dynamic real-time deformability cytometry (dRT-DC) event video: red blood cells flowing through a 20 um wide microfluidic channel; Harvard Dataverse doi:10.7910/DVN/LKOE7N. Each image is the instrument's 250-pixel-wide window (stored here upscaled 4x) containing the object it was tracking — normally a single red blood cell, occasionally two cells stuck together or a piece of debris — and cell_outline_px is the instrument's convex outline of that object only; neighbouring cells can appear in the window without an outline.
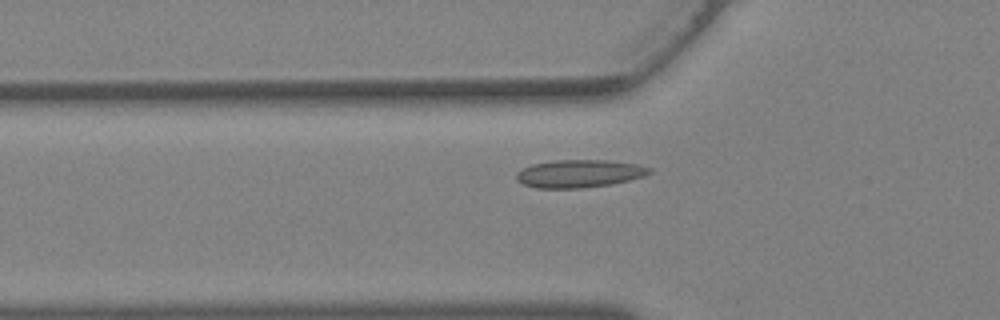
{"species": "Egyptian fruit bat (a non-hibernating species)", "species_latin": "Rousettus aegyptiacus", "temperature_condition": "warm", "stored_images_in_passage": 31, "camera_frame_rate_fps": 3000, "um_per_image_px": 0.085, "animal": {"sex": "female"}, "frame": {"image": 1, "passage_image": 9, "time_ms": 2.667, "image_size_px": [1000, 320], "cell_outline_px": [[652, 172], [644, 176], [612, 184], [580, 188], [536, 188], [524, 184], [516, 180], [516, 172], [532, 164], [556, 160], [604, 160], [632, 164], [652, 168]], "centroid_in_image_um": [49.21, 14.76], "position_along_channel_um": 76.6, "area_um2": 21.33}}
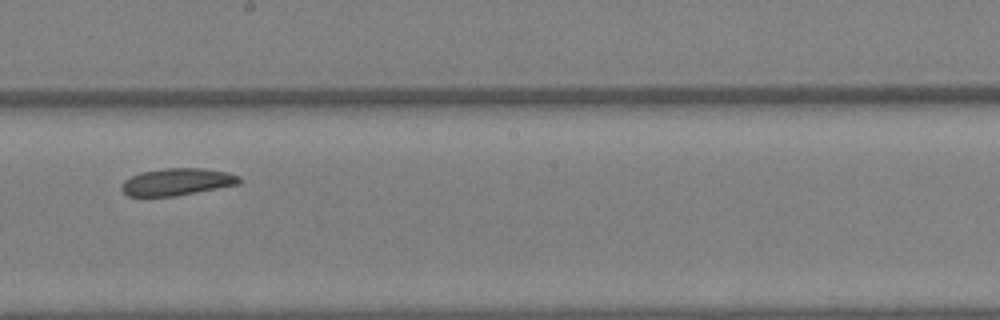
{"frame": {"image": 2, "passage_image": 18, "time_ms": 5.667, "image_size_px": [1000, 320], "cell_outline_px": [[244, 180], [240, 184], [176, 196], [128, 196], [120, 188], [124, 180], [140, 172], [164, 168], [204, 168], [228, 172], [240, 176]], "centroid_in_image_um": [15.09, 15.45], "position_along_channel_um": 233.1, "area_um2": 18.79}}
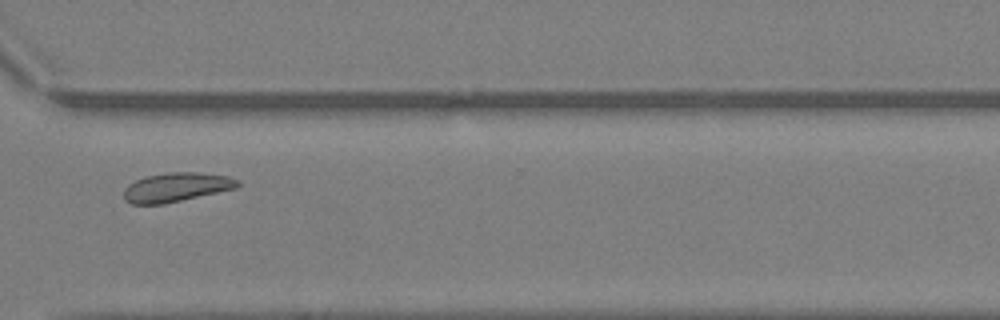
{"frame": {"image": 3, "passage_image": 25, "time_ms": 8.0, "image_size_px": [1000, 320], "cell_outline_px": [[240, 184], [236, 188], [164, 204], [132, 204], [124, 200], [124, 188], [128, 184], [144, 176], [172, 172], [196, 172], [228, 176], [240, 180]], "centroid_in_image_um": [14.97, 15.91], "position_along_channel_um": 355.6, "area_um2": 19.31}}